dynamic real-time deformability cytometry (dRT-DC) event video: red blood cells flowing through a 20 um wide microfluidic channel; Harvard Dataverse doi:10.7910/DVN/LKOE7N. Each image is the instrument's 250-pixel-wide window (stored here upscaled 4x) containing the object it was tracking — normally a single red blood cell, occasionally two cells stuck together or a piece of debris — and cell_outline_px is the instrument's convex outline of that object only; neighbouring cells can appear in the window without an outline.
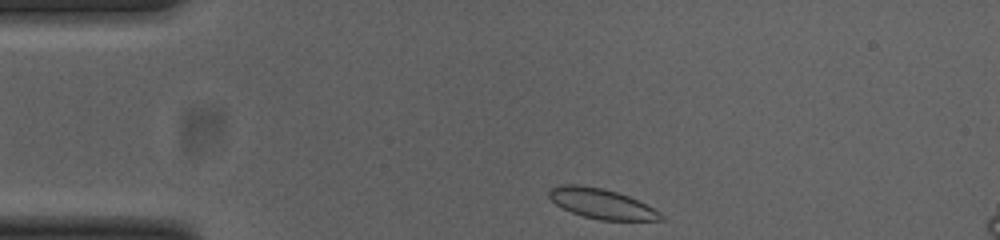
{"species": "common noctule bat (a hibernating species)", "species_latin": "Nyctalus noctula", "temperature_condition": "cold", "stored_images_in_passage": 35, "camera_frame_rate_fps": 3000, "um_per_image_px": 0.085, "animal": {"sex": "female", "body_mass_g": 23.0, "forearm_length_mm": 53.4}, "frame": {"image": 1, "passage_image": 1, "time_ms": 0.0, "image_size_px": [1000, 240], "cell_outline_px": [[664, 220], [600, 220], [584, 216], [572, 212], [556, 204], [548, 196], [548, 192], [552, 188], [564, 184], [580, 184], [600, 188], [616, 192], [628, 196], [660, 212], [664, 216]], "centroid_in_image_um": [51.12, 17.31], "position_along_channel_um": 33.9, "area_um2": 19.19}}
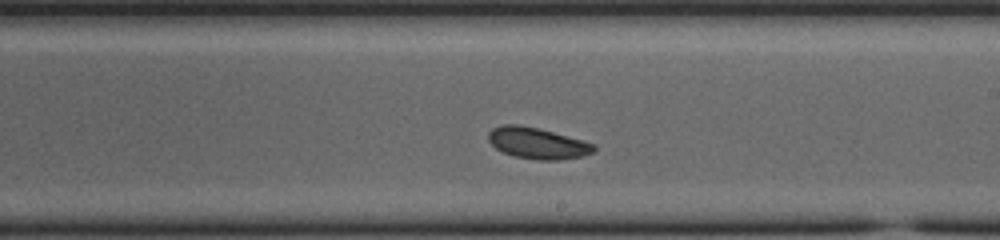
{"frame": {"image": 2, "passage_image": 21, "time_ms": 6.667, "image_size_px": [1000, 240], "cell_outline_px": [[596, 148], [592, 152], [584, 156], [560, 160], [536, 160], [516, 156], [504, 152], [496, 148], [488, 140], [488, 132], [492, 128], [500, 124], [520, 124], [552, 132], [596, 144]], "centroid_in_image_um": [45.67, 12.17], "position_along_channel_um": 243.3, "area_um2": 19.13}}
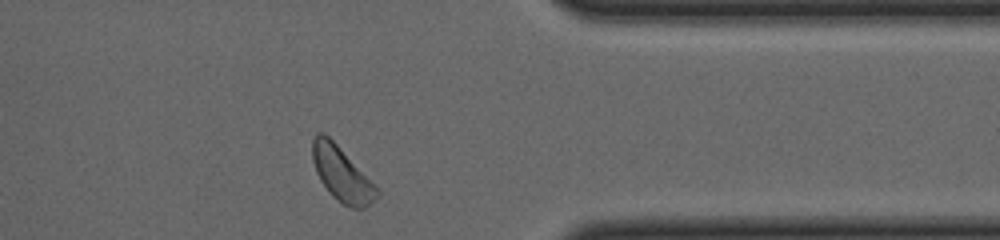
{"frame": {"image": 3, "passage_image": 33, "time_ms": 10.667, "image_size_px": [1000, 240], "cell_outline_px": [[380, 192], [364, 208], [352, 208], [344, 204], [332, 196], [320, 180], [316, 172], [312, 160], [312, 140], [316, 132], [324, 132], [336, 144]], "centroid_in_image_um": [28.97, 14.77], "position_along_channel_um": 382.4, "area_um2": 19.65}}